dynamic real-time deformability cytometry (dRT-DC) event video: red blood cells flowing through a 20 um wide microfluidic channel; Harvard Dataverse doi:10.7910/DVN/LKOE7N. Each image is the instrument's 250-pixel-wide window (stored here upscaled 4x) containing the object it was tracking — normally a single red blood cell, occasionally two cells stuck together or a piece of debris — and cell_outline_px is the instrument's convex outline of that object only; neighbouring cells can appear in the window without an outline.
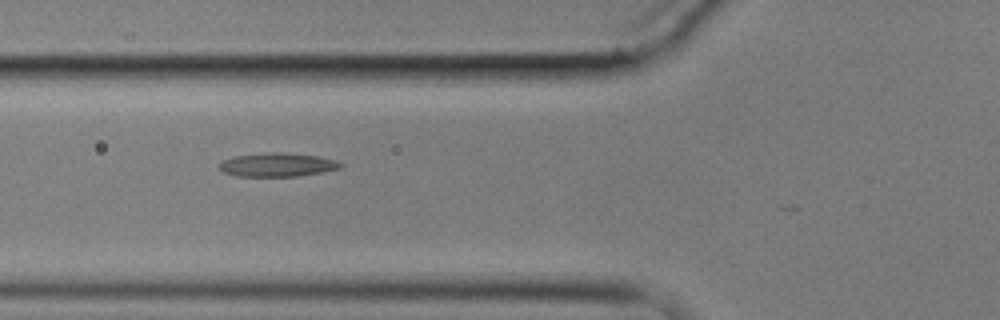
{"species": "common noctule bat (a hibernating species)", "species_latin": "Nyctalus noctula", "temperature_condition": "cold", "stored_images_in_passage": 7, "camera_frame_rate_fps": 3000, "um_per_image_px": 0.085, "animal": {"sex": "male", "body_mass_g": 17.9}, "frame": {"image": 1, "passage_image": 6, "time_ms": 7.333, "image_size_px": [1000, 320], "cell_outline_px": [[344, 164], [340, 168], [324, 172], [296, 176], [236, 176], [224, 172], [220, 168], [220, 164], [224, 160], [236, 156], [272, 152], [280, 152], [316, 156], [332, 160]], "centroid_in_image_um": [23.59, 14.01], "position_along_channel_um": 102.2, "area_um2": 16.36}}